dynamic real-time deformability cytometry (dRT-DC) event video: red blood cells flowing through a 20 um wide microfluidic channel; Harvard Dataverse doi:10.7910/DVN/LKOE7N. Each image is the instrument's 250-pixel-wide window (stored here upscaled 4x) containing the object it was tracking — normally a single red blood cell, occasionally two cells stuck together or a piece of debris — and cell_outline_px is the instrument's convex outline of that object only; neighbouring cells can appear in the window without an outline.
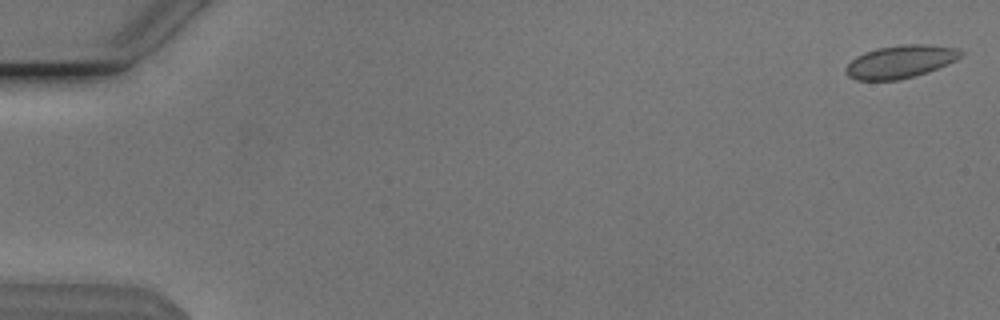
{"species": "Egyptian fruit bat (a non-hibernating species)", "species_latin": "Rousettus aegyptiacus", "temperature_condition": "cold", "stored_images_in_passage": 52, "camera_frame_rate_fps": 3000, "um_per_image_px": 0.085, "animal": {"sex": "male"}, "frame": {"image": 1, "passage_image": 1, "time_ms": 0.0, "image_size_px": [1000, 320], "cell_outline_px": [[964, 52], [956, 60], [928, 72], [896, 80], [856, 80], [848, 76], [844, 72], [844, 68], [856, 56], [864, 52], [880, 48], [900, 44], [928, 44], [956, 48]], "centroid_in_image_um": [76.51, 5.24], "position_along_channel_um": 8.5, "area_um2": 21.91}}
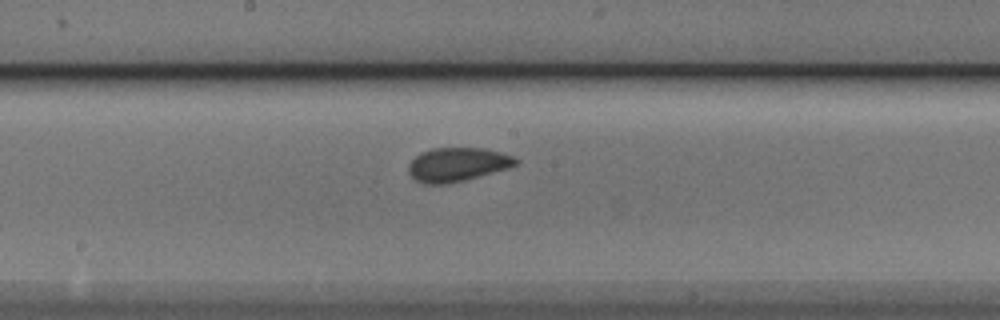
{"frame": {"image": 2, "passage_image": 29, "time_ms": 9.333, "image_size_px": [1000, 320], "cell_outline_px": [[520, 160], [516, 164], [508, 168], [464, 180], [448, 184], [424, 184], [416, 180], [408, 172], [408, 164], [420, 152], [432, 148], [484, 148], [500, 152], [512, 156]], "centroid_in_image_um": [38.85, 13.98], "position_along_channel_um": 209.3, "area_um2": 21.1}}
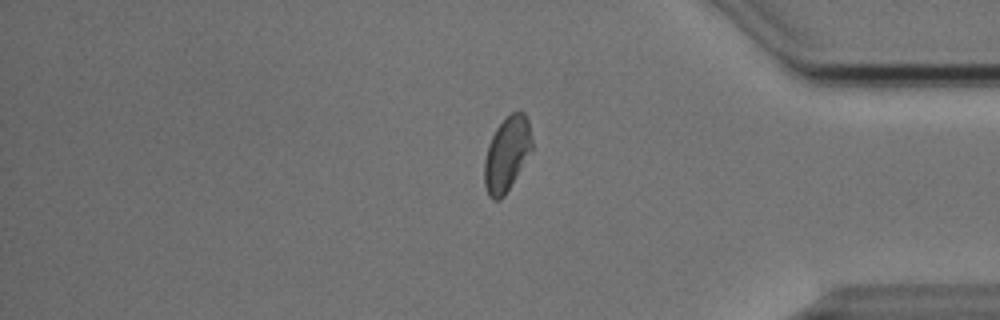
{"frame": {"image": 3, "passage_image": 45, "time_ms": 14.667, "image_size_px": [1000, 320], "cell_outline_px": [[532, 148], [504, 196], [500, 200], [492, 200], [488, 196], [484, 184], [484, 160], [488, 144], [496, 128], [512, 112], [524, 112], [528, 120], [532, 140]], "centroid_in_image_um": [43.05, 13.11], "position_along_channel_um": 392.1, "area_um2": 20.35}}